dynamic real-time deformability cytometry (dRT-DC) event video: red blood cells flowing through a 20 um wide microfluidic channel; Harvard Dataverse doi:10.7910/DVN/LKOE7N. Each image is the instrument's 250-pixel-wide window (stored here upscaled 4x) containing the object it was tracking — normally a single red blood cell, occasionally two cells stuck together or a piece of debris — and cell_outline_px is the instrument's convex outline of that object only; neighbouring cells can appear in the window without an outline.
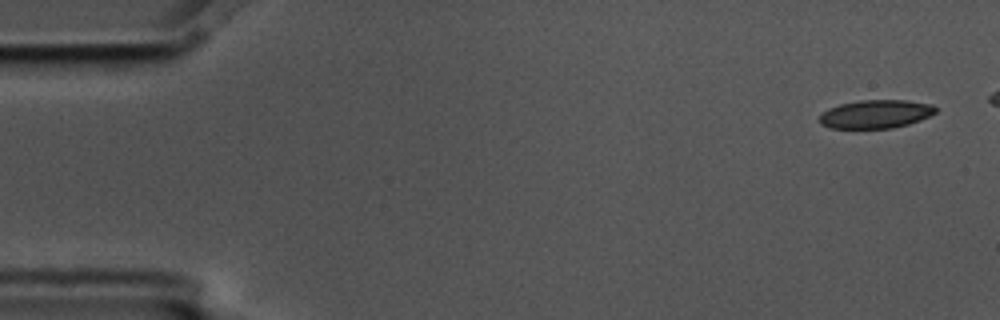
{"species": "common noctule bat (a hibernating species)", "species_latin": "Nyctalus noctula", "temperature_condition": "cold", "stored_images_in_passage": 5, "camera_frame_rate_fps": 3000, "um_per_image_px": 0.085, "animal": {"sex": "male", "body_mass_g": 17.5, "forearm_length_mm": 52.3}, "frame": {"image": 1, "passage_image": 1, "time_ms": 0.0, "image_size_px": [1000, 320], "cell_outline_px": [[936, 112], [920, 120], [908, 124], [892, 128], [828, 128], [820, 124], [820, 112], [828, 108], [840, 104], [860, 100], [908, 100], [932, 104], [936, 108]], "centroid_in_image_um": [74.41, 9.69], "position_along_channel_um": 10.6, "area_um2": 19.31}}